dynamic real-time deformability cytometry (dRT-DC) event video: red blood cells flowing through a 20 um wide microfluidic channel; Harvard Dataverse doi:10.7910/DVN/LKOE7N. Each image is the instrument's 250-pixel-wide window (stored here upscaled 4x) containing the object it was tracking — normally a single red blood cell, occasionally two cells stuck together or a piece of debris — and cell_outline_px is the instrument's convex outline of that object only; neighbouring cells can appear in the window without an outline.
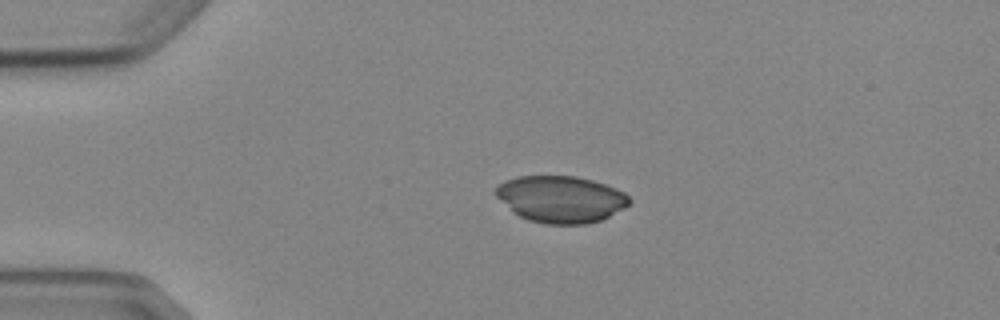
{"species": "Egyptian fruit bat (a non-hibernating species)", "species_latin": "Rousettus aegyptiacus", "temperature_condition": "cold", "stored_images_in_passage": 2, "camera_frame_rate_fps": 3000, "um_per_image_px": 0.085, "animal": {"sex": "female"}, "frame": {"image": 1, "passage_image": 1, "time_ms": 0.0, "image_size_px": [1000, 320], "cell_outline_px": [[632, 200], [624, 208], [600, 220], [588, 224], [544, 224], [528, 220], [512, 212], [492, 192], [504, 180], [516, 176], [576, 176], [592, 180], [616, 188], [624, 192]], "centroid_in_image_um": [47.64, 16.93], "position_along_channel_um": 37.4, "area_um2": 36.53}}